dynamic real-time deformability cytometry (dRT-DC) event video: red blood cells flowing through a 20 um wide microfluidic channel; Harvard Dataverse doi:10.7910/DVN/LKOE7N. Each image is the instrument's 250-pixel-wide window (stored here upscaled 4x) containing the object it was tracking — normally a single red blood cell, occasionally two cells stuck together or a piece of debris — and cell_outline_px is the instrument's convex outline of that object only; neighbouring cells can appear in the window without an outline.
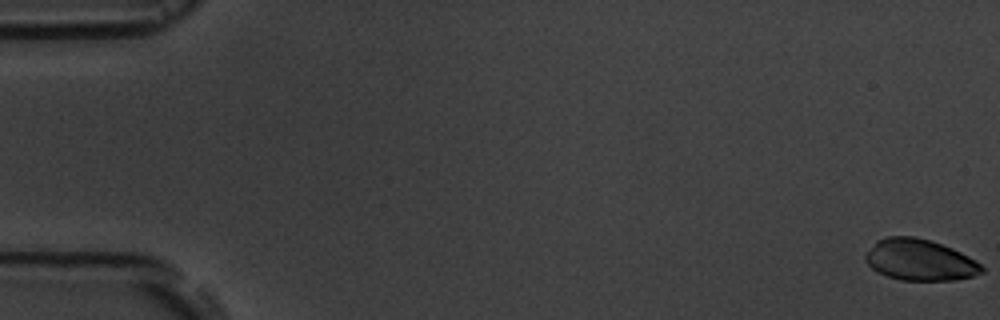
{"species": "common noctule bat (a hibernating species)", "species_latin": "Nyctalus noctula", "temperature_condition": "room temperature", "stored_images_in_passage": 5, "camera_frame_rate_fps": 3000, "um_per_image_px": 0.085, "animal": {"sex": "male", "body_mass_g": 19.5, "forearm_length_mm": 54.6}, "frame": {"image": 1, "passage_image": 1, "time_ms": 0.0, "image_size_px": [1000, 320], "cell_outline_px": [[984, 272], [972, 276], [956, 280], [900, 280], [876, 272], [864, 260], [864, 256], [876, 240], [888, 236], [912, 236], [928, 240], [952, 248], [976, 260], [984, 268]], "centroid_in_image_um": [78.16, 22.1], "position_along_channel_um": 6.8, "area_um2": 27.92}}
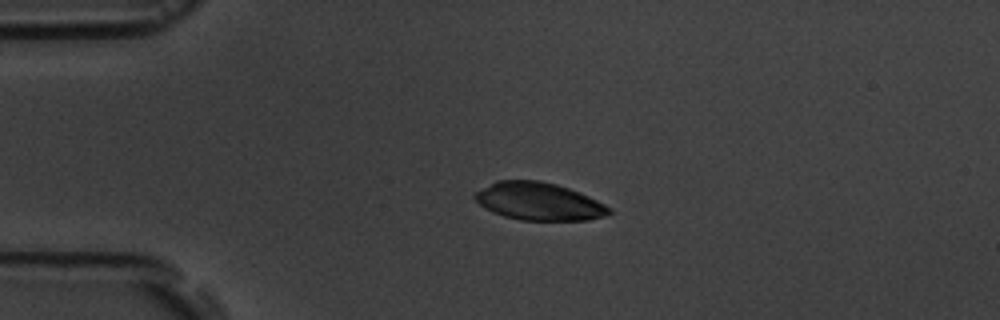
{"frame": {"image": 2, "passage_image": 4, "time_ms": 4.333, "image_size_px": [1000, 320], "cell_outline_px": [[612, 212], [604, 216], [588, 220], [520, 220], [504, 216], [492, 212], [484, 208], [472, 196], [476, 192], [496, 180], [540, 180], [556, 184], [580, 192], [612, 208]], "centroid_in_image_um": [45.8, 17.12], "position_along_channel_um": 39.2, "area_um2": 29.48}}